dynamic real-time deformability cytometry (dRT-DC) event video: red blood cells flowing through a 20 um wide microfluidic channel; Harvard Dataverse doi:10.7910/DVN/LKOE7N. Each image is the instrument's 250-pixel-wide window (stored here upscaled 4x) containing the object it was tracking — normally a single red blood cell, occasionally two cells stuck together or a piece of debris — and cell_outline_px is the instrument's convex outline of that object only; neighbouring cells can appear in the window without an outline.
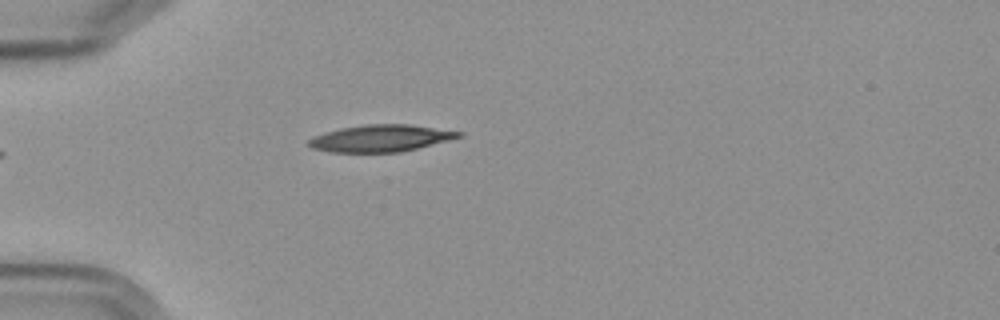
{"species": "Egyptian fruit bat (a non-hibernating species)", "species_latin": "Rousettus aegyptiacus", "temperature_condition": "cold", "stored_images_in_passage": 2, "camera_frame_rate_fps": 3000, "um_per_image_px": 0.085, "frame": {"image": 1, "passage_image": 2, "time_ms": 1.333, "image_size_px": [1000, 320], "cell_outline_px": [[464, 136], [400, 152], [332, 152], [312, 148], [308, 144], [308, 140], [312, 136], [340, 128], [364, 124], [408, 124], [464, 132]], "centroid_in_image_um": [32.34, 11.74], "position_along_channel_um": 52.7, "area_um2": 23.41}}